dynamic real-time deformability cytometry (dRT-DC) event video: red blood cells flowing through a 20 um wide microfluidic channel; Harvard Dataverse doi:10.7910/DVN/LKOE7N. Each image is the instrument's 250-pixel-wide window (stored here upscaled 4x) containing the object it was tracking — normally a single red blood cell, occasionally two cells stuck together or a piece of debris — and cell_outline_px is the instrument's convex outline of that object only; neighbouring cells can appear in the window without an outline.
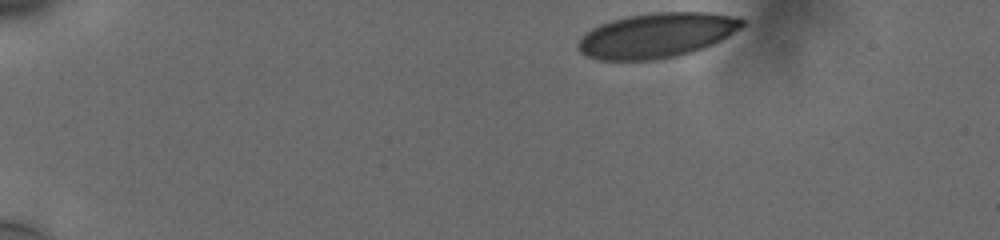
{"species": "human", "species_latin": "Homo sapiens", "temperature_condition": "cold", "stored_images_in_passage": 41, "camera_frame_rate_fps": 3000, "um_per_image_px": 0.085, "donor": {"sex": "male"}, "frame": {"image": 1, "passage_image": 1, "time_ms": 0.0, "image_size_px": [1000, 240], "cell_outline_px": [[744, 24], [740, 28], [728, 36], [704, 48], [692, 52], [676, 56], [656, 60], [600, 60], [588, 56], [580, 52], [576, 44], [592, 28], [600, 24], [612, 20], [628, 16], [652, 12], [708, 12], [728, 16], [744, 20]], "centroid_in_image_um": [55.8, 3.01], "position_along_channel_um": 29.2, "area_um2": 42.54}}
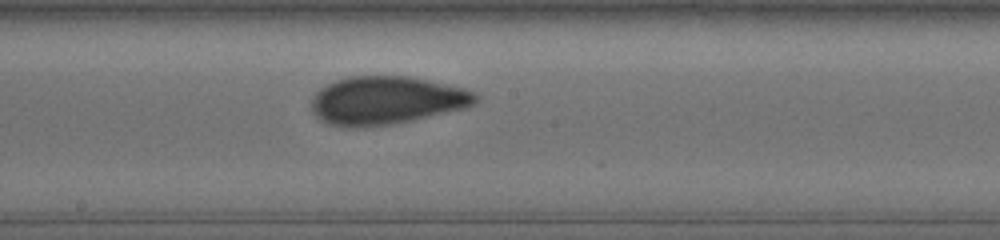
{"frame": {"image": 2, "passage_image": 24, "time_ms": 7.667, "image_size_px": [1000, 240], "cell_outline_px": [[480, 96], [472, 104], [464, 108], [392, 124], [364, 128], [344, 128], [328, 124], [320, 120], [312, 112], [312, 96], [320, 88], [336, 80], [348, 76], [408, 76], [428, 80], [464, 88], [476, 92]], "centroid_in_image_um": [32.79, 8.54], "position_along_channel_um": 215.4, "area_um2": 46.18}}
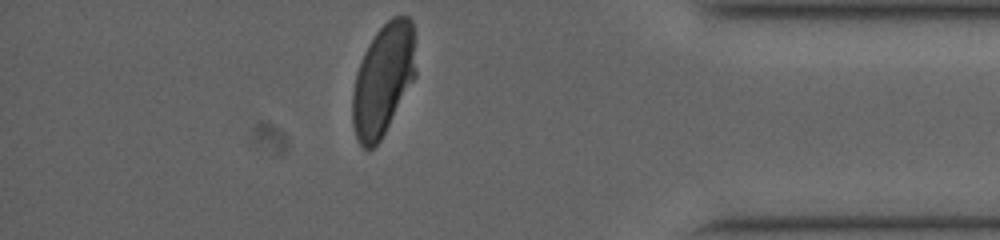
{"frame": {"image": 3, "passage_image": 41, "time_ms": 13.333, "image_size_px": [1000, 240], "cell_outline_px": [[416, 76], [380, 140], [372, 148], [364, 148], [356, 140], [352, 124], [352, 92], [356, 72], [364, 52], [368, 44], [376, 32], [392, 16], [408, 16], [412, 20], [416, 72]], "centroid_in_image_um": [32.55, 6.77], "position_along_channel_um": 402.7, "area_um2": 41.1}, "authors_computed_cell_mechanics": {"area_um2": 45.2574, "velocity_mm_per_s": 3.7378, "shape_relaxation_time_tau1_ms": 8.3632, "shape_relaxation_time_tau2_ms": 0.8403, "deformation_change_tau1": 0.187, "deformation_change_tau2": 0.0544}}